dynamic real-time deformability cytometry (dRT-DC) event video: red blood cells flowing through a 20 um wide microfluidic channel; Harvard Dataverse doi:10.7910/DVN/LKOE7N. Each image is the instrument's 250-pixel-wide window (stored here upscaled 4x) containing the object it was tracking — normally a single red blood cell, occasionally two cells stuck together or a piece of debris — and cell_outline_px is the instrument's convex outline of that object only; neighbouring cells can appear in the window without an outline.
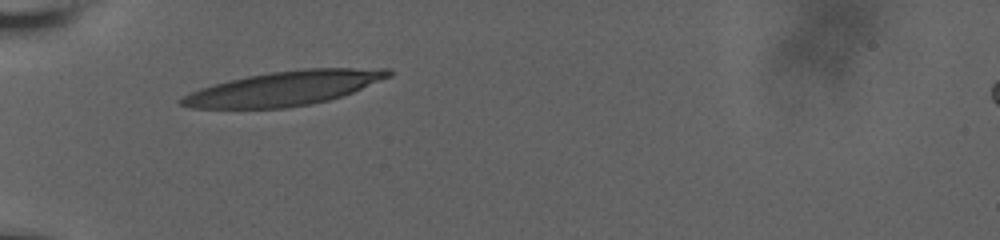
{"species": "human", "species_latin": "Homo sapiens", "temperature_condition": "room temperature", "stored_images_in_passage": 26, "camera_frame_rate_fps": 3000, "um_per_image_px": 0.085, "donor": {"sex": "male"}, "frame": {"image": 1, "passage_image": 1, "time_ms": 0.0, "image_size_px": [1000, 240], "cell_outline_px": [[392, 76], [352, 92], [328, 100], [308, 104], [284, 108], [192, 108], [180, 104], [176, 100], [200, 88], [248, 76], [272, 72], [304, 68], [392, 68]], "centroid_in_image_um": [24.2, 7.5], "position_along_channel_um": 60.8, "area_um2": 40.98}}
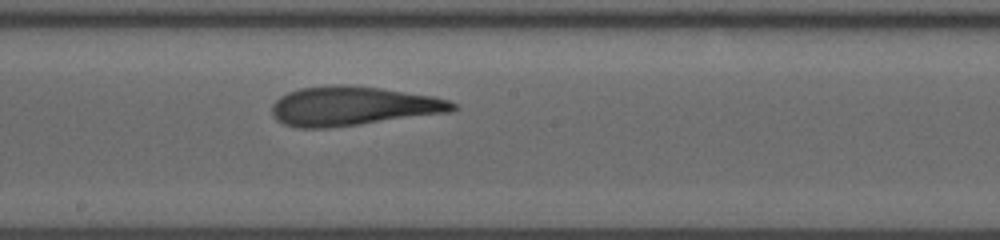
{"frame": {"image": 2, "passage_image": 15, "time_ms": 4.667, "image_size_px": [1000, 240], "cell_outline_px": [[456, 108], [452, 112], [360, 124], [328, 128], [296, 128], [284, 124], [276, 120], [272, 116], [272, 104], [280, 96], [288, 92], [300, 88], [336, 84], [340, 84], [380, 88], [432, 96], [448, 100], [456, 104]], "centroid_in_image_um": [29.96, 9.02], "position_along_channel_um": 218.2, "area_um2": 41.27}}
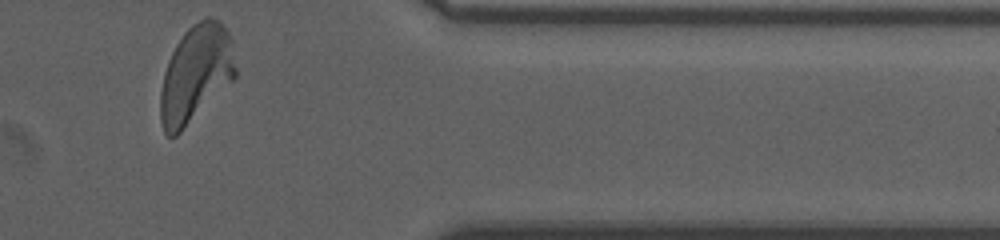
{"frame": {"image": 3, "passage_image": 26, "time_ms": 10.0, "image_size_px": [1000, 240], "cell_outline_px": [[236, 76], [176, 136], [168, 136], [164, 132], [160, 120], [160, 92], [164, 72], [168, 60], [176, 44], [184, 32], [192, 24], [204, 16], [208, 16], [220, 20], [228, 32], [232, 40], [236, 68]], "centroid_in_image_um": [16.63, 6.22], "position_along_channel_um": 394.8, "area_um2": 42.37}, "authors_computed_cell_mechanics": {"area_um2": 40.8357, "velocity_mm_per_s": 3.6024, "shape_relaxation_time_tau1_ms": 5.9076, "shape_relaxation_time_tau2_ms": 1.7575, "deformation_change_tau1": 0.2419, "deformation_change_tau2": 0.105}}